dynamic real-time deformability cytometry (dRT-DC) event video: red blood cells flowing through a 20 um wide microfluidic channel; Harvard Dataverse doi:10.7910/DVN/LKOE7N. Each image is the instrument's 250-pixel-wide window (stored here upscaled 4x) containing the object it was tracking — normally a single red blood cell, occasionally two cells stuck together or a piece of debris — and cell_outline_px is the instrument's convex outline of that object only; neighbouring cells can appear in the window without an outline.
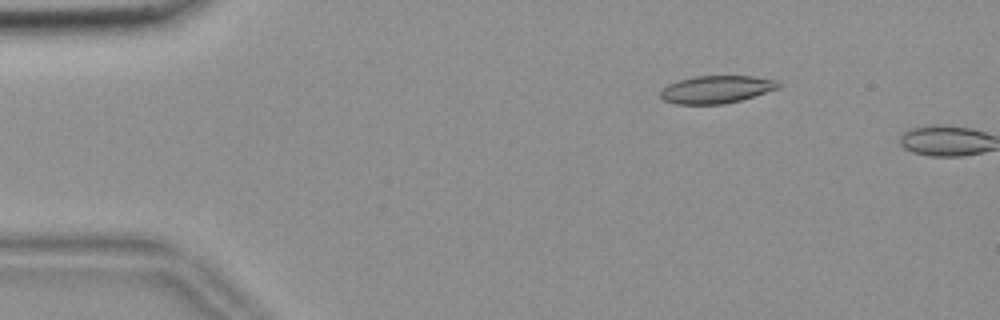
{"species": "common noctule bat (a hibernating species)", "species_latin": "Nyctalus noctula", "temperature_condition": "room temperature", "stored_images_in_passage": 10, "camera_frame_rate_fps": 3000, "um_per_image_px": 0.085, "animal": {"sex": "female", "body_mass_g": 18.4}, "frame": {"image": 1, "passage_image": 9, "time_ms": 2.667, "image_size_px": [1000, 320], "cell_outline_px": [[780, 88], [740, 100], [724, 104], [676, 104], [664, 100], [660, 96], [660, 92], [668, 84], [676, 80], [696, 76], [752, 76], [776, 80], [780, 84]], "centroid_in_image_um": [60.88, 7.6], "position_along_channel_um": 24.1, "area_um2": 18.96}}